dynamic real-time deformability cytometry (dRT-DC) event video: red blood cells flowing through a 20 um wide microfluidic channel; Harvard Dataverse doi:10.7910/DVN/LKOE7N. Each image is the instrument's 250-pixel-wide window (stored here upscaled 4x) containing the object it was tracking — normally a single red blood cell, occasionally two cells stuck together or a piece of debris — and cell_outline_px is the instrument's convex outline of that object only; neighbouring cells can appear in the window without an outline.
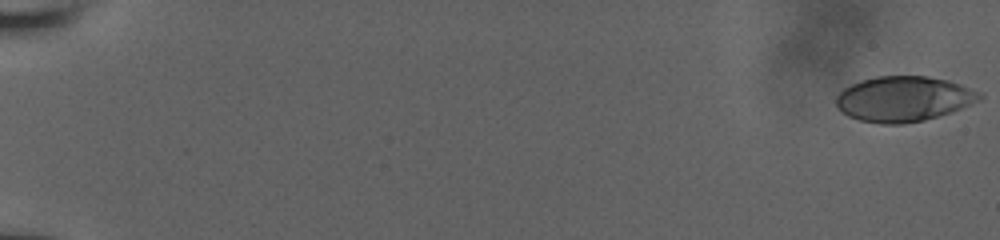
{"species": "human", "species_latin": "Homo sapiens", "temperature_condition": "room temperature", "stored_images_in_passage": 56, "camera_frame_rate_fps": 3000, "um_per_image_px": 0.085, "donor": {"sex": "male"}, "frame": {"image": 1, "passage_image": 1, "time_ms": 0.0, "image_size_px": [1000, 240], "cell_outline_px": [[984, 96], [980, 100], [960, 108], [924, 120], [904, 124], [884, 124], [860, 120], [848, 116], [836, 104], [836, 96], [844, 88], [852, 84], [876, 76], [928, 76], [948, 80], [960, 84], [980, 92]], "centroid_in_image_um": [76.81, 8.4], "position_along_channel_um": 8.2, "area_um2": 37.45}}
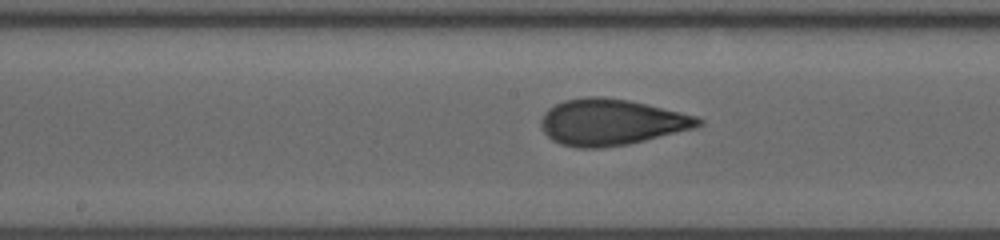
{"frame": {"image": 2, "passage_image": 32, "time_ms": 10.333, "image_size_px": [1000, 240], "cell_outline_px": [[704, 124], [696, 128], [628, 144], [600, 148], [576, 148], [560, 144], [552, 140], [544, 132], [540, 124], [540, 120], [544, 112], [548, 108], [564, 100], [588, 96], [604, 96], [628, 100], [680, 112], [696, 116], [704, 120]], "centroid_in_image_um": [51.94, 10.38], "position_along_channel_um": 196.3, "area_um2": 42.48}}
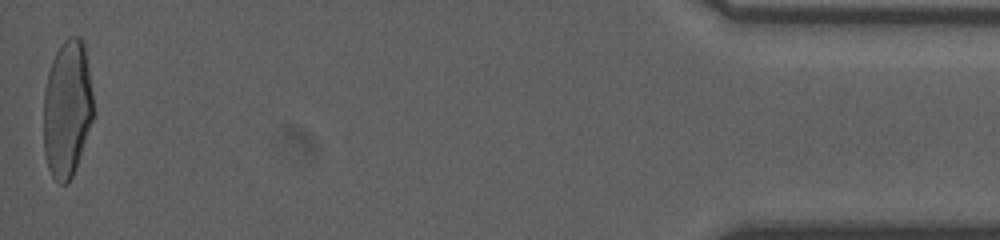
{"frame": {"image": 3, "passage_image": 56, "time_ms": 18.333, "image_size_px": [1000, 240], "cell_outline_px": [[92, 120], [76, 168], [72, 176], [64, 184], [60, 184], [52, 176], [48, 168], [44, 152], [44, 92], [48, 72], [52, 60], [60, 44], [68, 36], [76, 36], [84, 40], [92, 92]], "centroid_in_image_um": [5.7, 9.22], "position_along_channel_um": 429.5, "area_um2": 39.65}, "authors_computed_cell_mechanics": {"area_um2": 40.171, "velocity_mm_per_s": 3.9525, "shape_relaxation_time_tau1_ms": 5.0949, "shape_relaxation_time_tau2_ms": 0.8518, "deformation_change_tau1": 0.1943, "deformation_change_tau2": 0.0632}}